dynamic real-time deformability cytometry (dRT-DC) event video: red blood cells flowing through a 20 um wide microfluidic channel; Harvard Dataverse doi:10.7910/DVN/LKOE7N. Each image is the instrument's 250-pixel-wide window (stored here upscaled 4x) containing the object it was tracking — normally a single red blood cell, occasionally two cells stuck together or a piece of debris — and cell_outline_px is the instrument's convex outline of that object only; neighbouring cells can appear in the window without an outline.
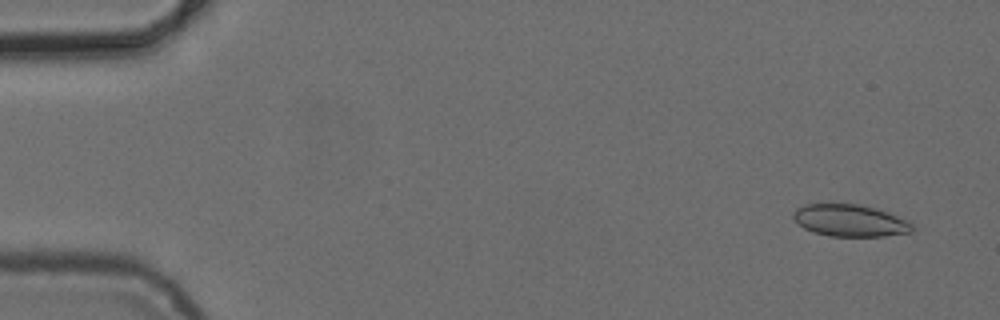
{"species": "common noctule bat (a hibernating species)", "species_latin": "Nyctalus noctula", "temperature_condition": "cold", "stored_images_in_passage": 6, "camera_frame_rate_fps": 3000, "um_per_image_px": 0.085, "animal": {"sex": "female", "body_mass_g": 24.6, "forearm_length_mm": 56.2}, "frame": {"image": 1, "passage_image": 1, "time_ms": 0.0, "image_size_px": [1000, 320], "cell_outline_px": [[916, 228], [912, 232], [884, 236], [828, 236], [812, 232], [804, 228], [792, 216], [792, 212], [796, 208], [804, 204], [860, 204], [876, 208], [888, 212], [908, 220]], "centroid_in_image_um": [72.27, 18.74], "position_along_channel_um": 12.7, "area_um2": 22.37}}
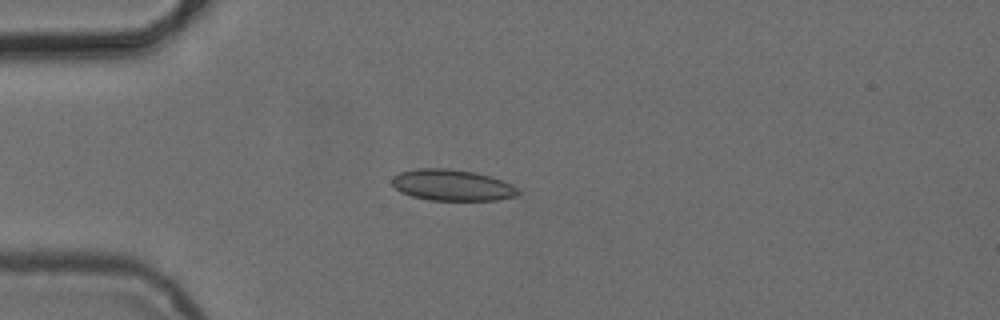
{"frame": {"image": 2, "passage_image": 4, "time_ms": 3.667, "image_size_px": [1000, 320], "cell_outline_px": [[520, 192], [516, 196], [496, 200], [428, 200], [412, 196], [400, 192], [392, 184], [392, 176], [400, 172], [416, 168], [448, 168], [472, 172], [488, 176], [512, 184]], "centroid_in_image_um": [38.39, 15.74], "position_along_channel_um": 46.6, "area_um2": 22.83}}
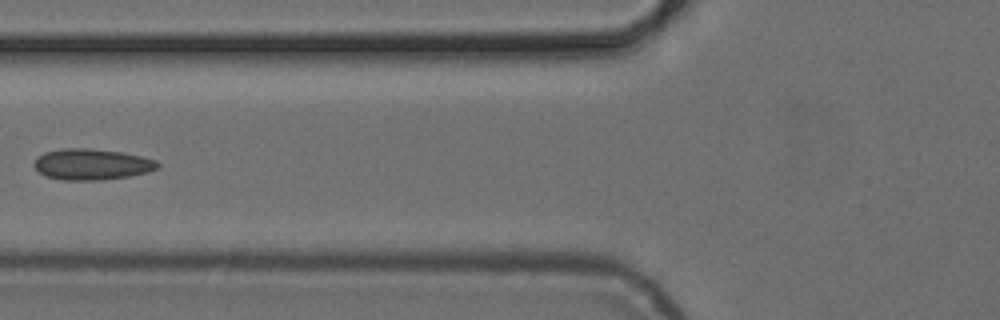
{"frame": {"image": 3, "passage_image": 6, "time_ms": 6.0, "image_size_px": [1000, 320], "cell_outline_px": [[160, 164], [156, 168], [148, 172], [128, 176], [100, 180], [64, 180], [44, 176], [32, 164], [36, 156], [44, 152], [60, 148], [88, 148], [120, 152], [140, 156], [156, 160]], "centroid_in_image_um": [7.74, 13.96], "position_along_channel_um": 118.1, "area_um2": 22.37}}